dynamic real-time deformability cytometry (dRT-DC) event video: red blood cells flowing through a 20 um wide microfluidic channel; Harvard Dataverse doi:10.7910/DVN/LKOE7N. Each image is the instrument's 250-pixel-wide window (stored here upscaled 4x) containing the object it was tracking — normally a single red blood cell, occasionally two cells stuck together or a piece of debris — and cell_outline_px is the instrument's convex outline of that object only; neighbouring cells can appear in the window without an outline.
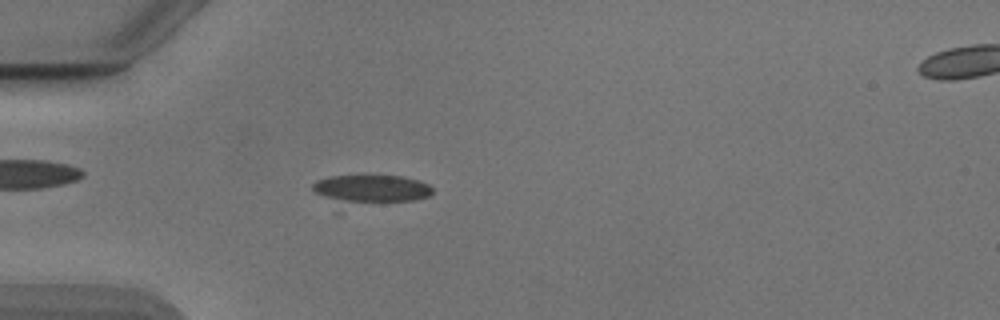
{"species": "Egyptian fruit bat (a non-hibernating species)", "species_latin": "Rousettus aegyptiacus", "temperature_condition": "cold", "stored_images_in_passage": 52, "camera_frame_rate_fps": 3000, "um_per_image_px": 0.085, "animal": {"sex": "male"}, "frame": {"image": 1, "passage_image": 15, "time_ms": 4.667, "image_size_px": [1000, 320], "cell_outline_px": [[432, 192], [428, 196], [412, 200], [340, 212], [332, 212], [312, 188], [312, 184], [316, 180], [328, 176], [404, 176], [428, 184], [432, 188]], "centroid_in_image_um": [31.26, 16.25], "position_along_channel_um": 53.7, "area_um2": 22.89}}
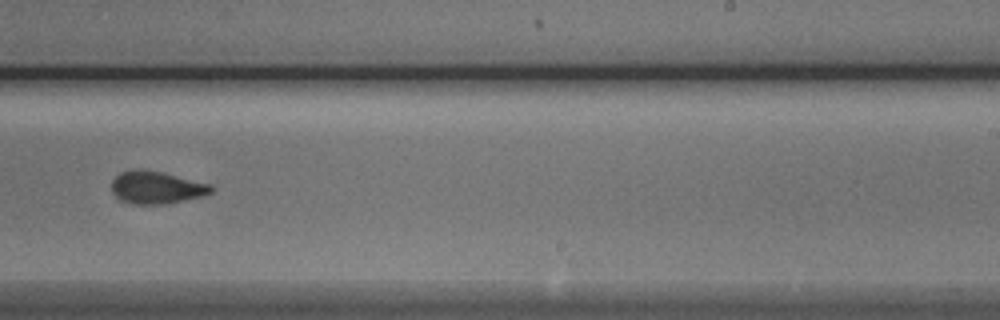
{"frame": {"image": 2, "passage_image": 33, "time_ms": 10.667, "image_size_px": [1000, 320], "cell_outline_px": [[212, 192], [204, 196], [164, 204], [132, 204], [116, 200], [112, 192], [112, 180], [120, 172], [160, 172], [212, 184]], "centroid_in_image_um": [13.3, 15.99], "position_along_channel_um": 275.7, "area_um2": 18.44}}
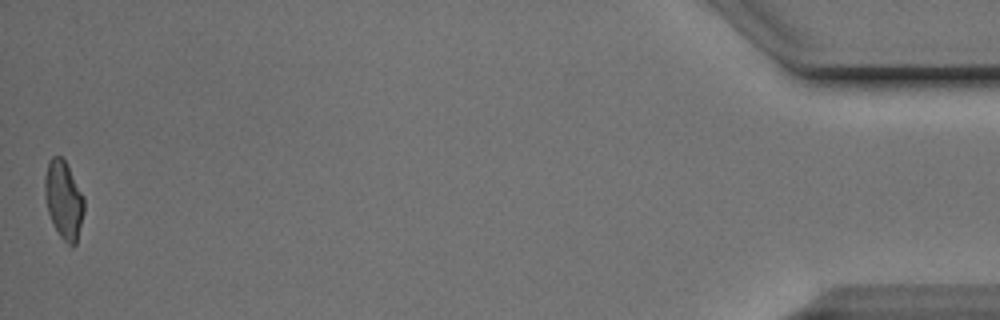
{"frame": {"image": 3, "passage_image": 52, "time_ms": 17.0, "image_size_px": [1000, 320], "cell_outline_px": [[84, 212], [76, 244], [72, 248], [60, 236], [48, 212], [44, 196], [44, 176], [48, 160], [52, 156], [60, 156], [64, 160], [84, 200]], "centroid_in_image_um": [5.38, 17.0], "position_along_channel_um": 429.8, "area_um2": 17.57}, "authors_computed_cell_mechanics": {"area_um2": 18.496, "velocity_mm_per_s": 3.8872, "shape_relaxation_time_tau1_ms": 3.7595, "shape_relaxation_time_tau2_ms": 1.7033, "deformation_change_tau1": 0.1502, "deformation_change_tau2": 0.0462}}